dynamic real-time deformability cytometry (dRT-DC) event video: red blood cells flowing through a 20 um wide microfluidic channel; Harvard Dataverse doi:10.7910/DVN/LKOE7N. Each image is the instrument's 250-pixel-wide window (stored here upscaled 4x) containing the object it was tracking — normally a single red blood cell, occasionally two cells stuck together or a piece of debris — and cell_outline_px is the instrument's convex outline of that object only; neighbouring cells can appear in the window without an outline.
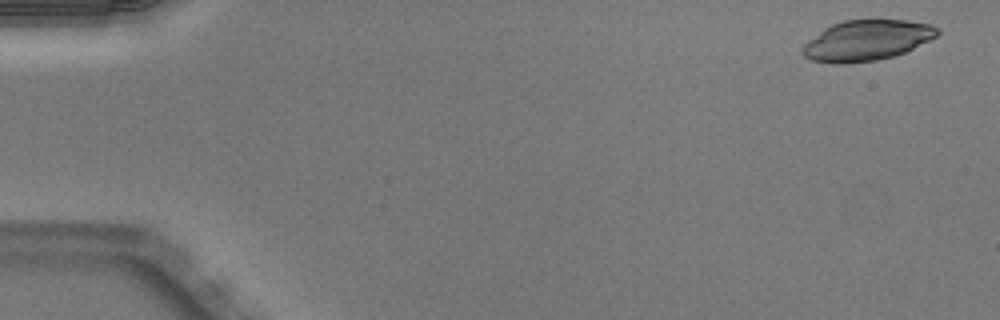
{"species": "Egyptian fruit bat (a non-hibernating species)", "species_latin": "Rousettus aegyptiacus", "temperature_condition": "warm", "stored_images_in_passage": 11, "camera_frame_rate_fps": 3000, "um_per_image_px": 0.085, "animal": {"sex": "male"}, "frame": {"image": 1, "passage_image": 2, "time_ms": 0.333, "image_size_px": [1000, 320], "cell_outline_px": [[940, 32], [936, 36], [904, 52], [892, 56], [876, 60], [844, 64], [836, 64], [812, 60], [804, 56], [800, 52], [800, 48], [804, 44], [824, 28], [832, 24], [844, 20], [908, 20], [932, 24], [940, 28]], "centroid_in_image_um": [73.65, 3.43], "position_along_channel_um": 11.3, "area_um2": 31.73}}